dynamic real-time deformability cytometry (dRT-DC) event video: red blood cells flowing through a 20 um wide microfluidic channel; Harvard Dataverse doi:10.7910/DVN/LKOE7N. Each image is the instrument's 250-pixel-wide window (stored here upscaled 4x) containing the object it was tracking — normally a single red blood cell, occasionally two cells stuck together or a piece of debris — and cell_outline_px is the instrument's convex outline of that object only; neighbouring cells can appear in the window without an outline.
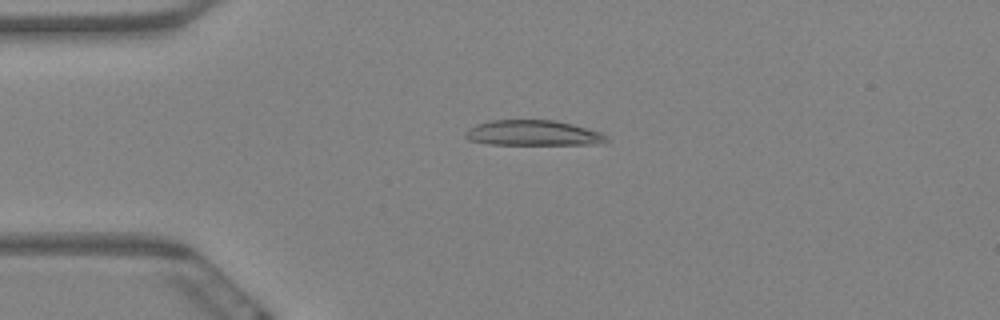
{"species": "Egyptian fruit bat (a non-hibernating species)", "species_latin": "Rousettus aegyptiacus", "temperature_condition": "warm", "stored_images_in_passage": 5, "camera_frame_rate_fps": 3000, "um_per_image_px": 0.085, "animal": {"sex": "female"}, "frame": {"image": 1, "passage_image": 4, "time_ms": 1.0, "image_size_px": [1000, 320], "cell_outline_px": [[612, 140], [604, 144], [488, 144], [468, 140], [464, 136], [464, 132], [468, 128], [476, 124], [488, 120], [552, 120], [572, 124], [600, 132], [608, 136]], "centroid_in_image_um": [45.31, 11.31], "position_along_channel_um": 39.7, "area_um2": 21.04}}